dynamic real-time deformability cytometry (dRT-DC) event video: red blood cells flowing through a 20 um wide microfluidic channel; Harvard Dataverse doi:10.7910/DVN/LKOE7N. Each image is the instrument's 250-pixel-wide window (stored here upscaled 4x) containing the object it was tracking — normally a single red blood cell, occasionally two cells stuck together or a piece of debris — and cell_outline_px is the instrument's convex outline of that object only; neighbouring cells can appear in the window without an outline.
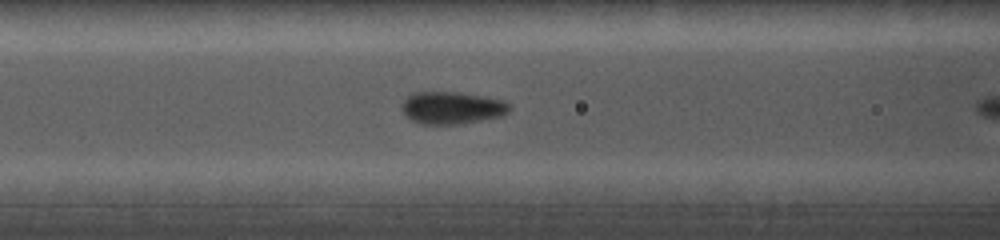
{"species": "common noctule bat (a hibernating species)", "species_latin": "Nyctalus noctula", "temperature_condition": "cold", "stored_images_in_passage": 5, "camera_frame_rate_fps": 5000, "um_per_image_px": 0.085, "animal": {"sex": "female", "body_mass_g": 19.0, "forearm_length_mm": 56.7}, "frame": {"image": 1, "passage_image": 3, "time_ms": 1.4, "image_size_px": [1000, 240], "cell_outline_px": [[512, 108], [508, 112], [500, 116], [480, 120], [456, 124], [420, 124], [408, 120], [404, 116], [404, 100], [412, 92], [460, 92], [484, 96], [504, 100], [512, 104]], "centroid_in_image_um": [38.43, 9.16], "position_along_channel_um": 128.2, "area_um2": 20.4}}
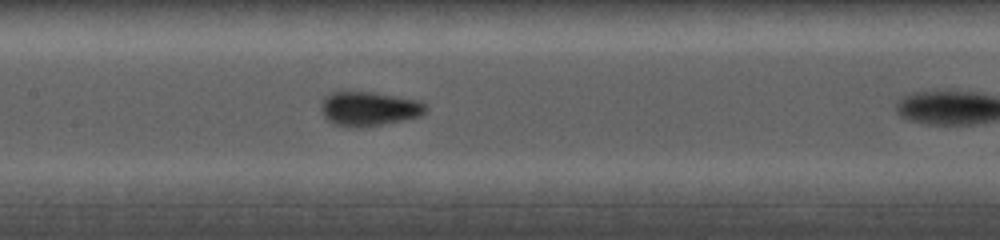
{"frame": {"image": 2, "passage_image": 5, "time_ms": 2.6, "image_size_px": [1000, 240], "cell_outline_px": [[428, 108], [420, 116], [404, 120], [360, 128], [356, 128], [332, 124], [324, 116], [320, 108], [320, 104], [324, 96], [332, 92], [372, 92], [420, 100]], "centroid_in_image_um": [31.34, 9.25], "position_along_channel_um": 176.1, "area_um2": 21.04}}